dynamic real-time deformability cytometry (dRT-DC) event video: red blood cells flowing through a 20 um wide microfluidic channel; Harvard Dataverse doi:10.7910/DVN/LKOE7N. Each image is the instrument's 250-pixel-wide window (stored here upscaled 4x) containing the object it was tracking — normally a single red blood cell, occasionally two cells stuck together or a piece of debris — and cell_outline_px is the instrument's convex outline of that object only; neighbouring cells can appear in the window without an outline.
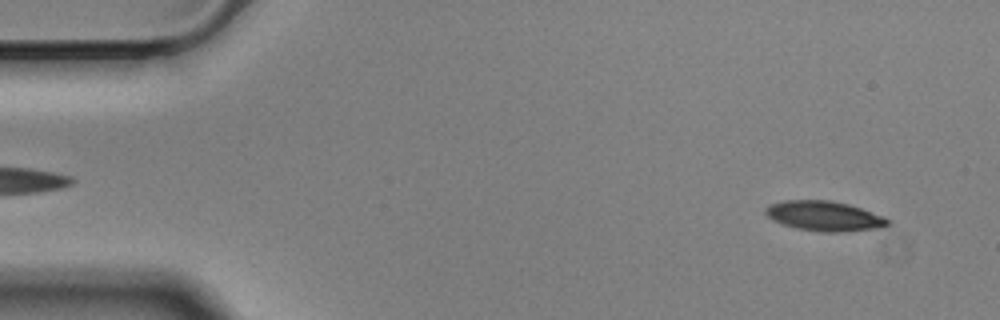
{"species": "Egyptian fruit bat (a non-hibernating species)", "species_latin": "Rousettus aegyptiacus", "temperature_condition": "cold", "stored_images_in_passage": 57, "camera_frame_rate_fps": 3000, "um_per_image_px": 0.085, "animal": {"sex": "male"}, "frame": {"image": 1, "passage_image": 4, "time_ms": 1.0, "image_size_px": [1000, 320], "cell_outline_px": [[892, 220], [888, 224], [876, 228], [840, 232], [820, 232], [796, 228], [780, 224], [772, 220], [764, 212], [764, 208], [772, 204], [784, 200], [832, 200], [848, 204], [884, 216]], "centroid_in_image_um": [70.03, 18.36], "position_along_channel_um": 15.0, "area_um2": 21.33}}
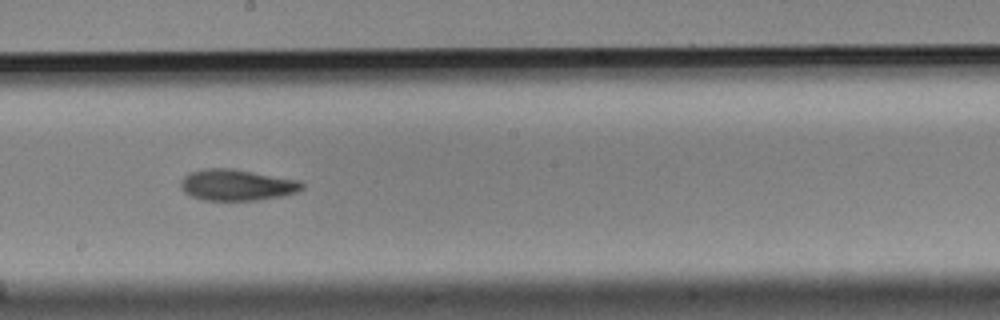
{"frame": {"image": 2, "passage_image": 31, "time_ms": 10.0, "image_size_px": [1000, 320], "cell_outline_px": [[304, 188], [296, 192], [284, 196], [256, 200], [200, 200], [184, 192], [180, 188], [180, 180], [188, 172], [204, 168], [232, 168], [300, 180], [304, 184]], "centroid_in_image_um": [20.11, 15.71], "position_along_channel_um": 228.1, "area_um2": 22.37}}
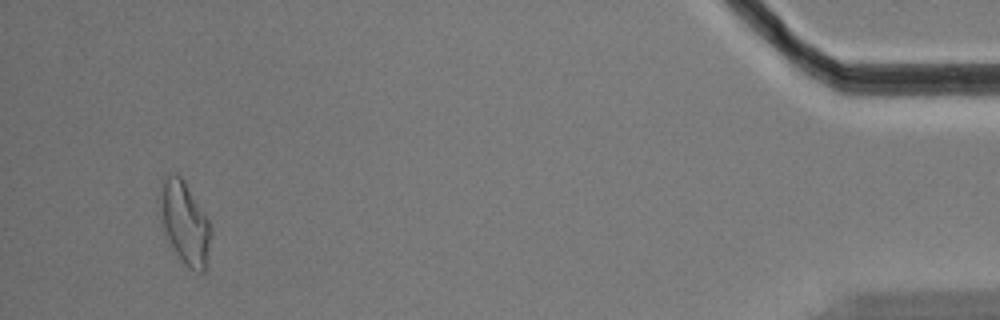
{"frame": {"image": 3, "passage_image": 54, "time_ms": 17.667, "image_size_px": [1000, 320], "cell_outline_px": [[212, 232], [208, 264], [204, 272], [196, 272], [188, 268], [184, 264], [176, 252], [160, 224], [156, 200], [164, 176], [168, 172], [176, 172], [184, 180], [208, 220]], "centroid_in_image_um": [15.66, 18.91], "position_along_channel_um": 419.5, "area_um2": 25.26}, "authors_computed_cell_mechanics": {"area_um2": 21.7906, "velocity_mm_per_s": 3.4896, "shape_relaxation_time_tau1_ms": 7.9981, "shape_relaxation_time_tau2_ms": 3.7064, "deformation_change_tau1": 0.1862, "deformation_change_tau2": 0.1175}}